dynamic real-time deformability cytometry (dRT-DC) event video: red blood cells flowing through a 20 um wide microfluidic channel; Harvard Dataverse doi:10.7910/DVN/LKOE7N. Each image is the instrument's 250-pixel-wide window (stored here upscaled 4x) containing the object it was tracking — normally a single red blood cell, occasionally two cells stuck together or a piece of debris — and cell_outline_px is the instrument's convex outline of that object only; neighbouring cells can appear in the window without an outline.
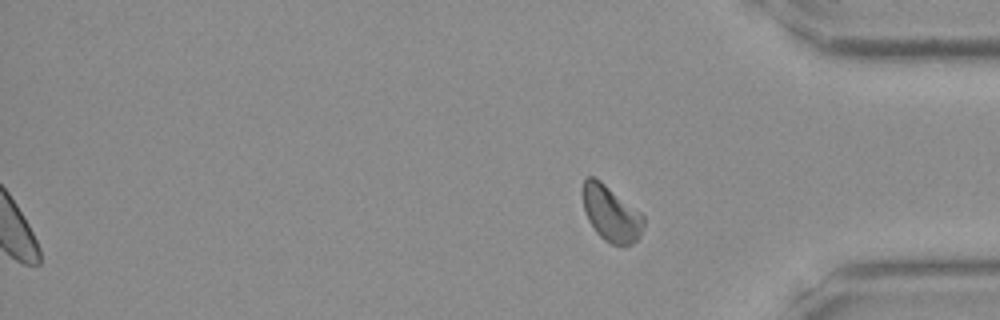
{"species": "Egyptian fruit bat (a non-hibernating species)", "species_latin": "Rousettus aegyptiacus", "temperature_condition": "room temperature", "stored_images_in_passage": 44, "segment_of_instrument_passage": [2, 2], "camera_frame_rate_fps": 3000, "um_per_image_px": 0.085, "frame": {"image": 1, "passage_image": 44, "time_ms": 14.333, "image_size_px": [1000, 320], "cell_outline_px": [[644, 224], [640, 236], [632, 244], [612, 244], [604, 240], [596, 232], [588, 220], [584, 208], [580, 192], [584, 176], [592, 176], [600, 180], [640, 212], [644, 216]], "centroid_in_image_um": [51.89, 18.11], "position_along_channel_um": 383.3, "area_um2": 19.83}}